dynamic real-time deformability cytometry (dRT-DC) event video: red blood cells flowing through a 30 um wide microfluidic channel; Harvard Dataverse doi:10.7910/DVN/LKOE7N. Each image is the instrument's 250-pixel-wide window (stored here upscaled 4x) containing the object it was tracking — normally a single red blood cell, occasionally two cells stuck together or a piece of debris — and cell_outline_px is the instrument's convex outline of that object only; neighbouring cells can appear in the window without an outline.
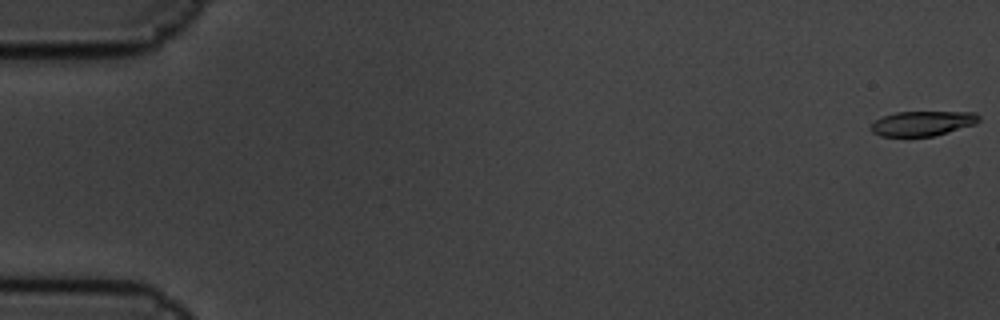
{"species": "common noctule bat (a hibernating species)", "species_latin": "Nyctalus noctula", "temperature_condition": "cold", "stored_images_in_passage": 7, "camera_frame_rate_fps": 3000, "um_per_image_px": 0.085, "animal": {"sex": "male", "body_mass_g": 19.5, "forearm_length_mm": 54.6}, "frame": {"image": 1, "passage_image": 1, "time_ms": 0.0, "image_size_px": [1000, 320], "cell_outline_px": [[980, 120], [976, 124], [932, 136], [880, 136], [872, 132], [872, 124], [876, 120], [884, 116], [896, 112], [976, 112], [980, 116]], "centroid_in_image_um": [78.45, 10.48], "position_along_channel_um": 6.6, "area_um2": 15.43}}
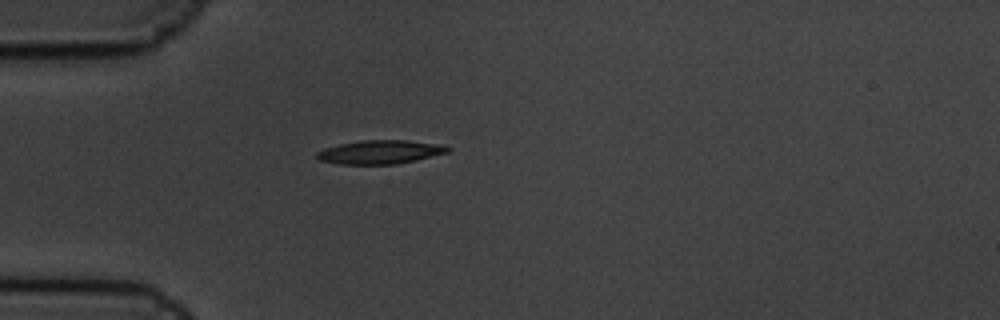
{"frame": {"image": 2, "passage_image": 6, "time_ms": 1.667, "image_size_px": [1000, 320], "cell_outline_px": [[452, 148], [448, 152], [416, 160], [396, 164], [340, 164], [320, 160], [316, 156], [316, 152], [324, 148], [340, 144], [360, 140], [408, 140], [440, 144]], "centroid_in_image_um": [32.32, 12.91], "position_along_channel_um": 52.7, "area_um2": 18.03}}